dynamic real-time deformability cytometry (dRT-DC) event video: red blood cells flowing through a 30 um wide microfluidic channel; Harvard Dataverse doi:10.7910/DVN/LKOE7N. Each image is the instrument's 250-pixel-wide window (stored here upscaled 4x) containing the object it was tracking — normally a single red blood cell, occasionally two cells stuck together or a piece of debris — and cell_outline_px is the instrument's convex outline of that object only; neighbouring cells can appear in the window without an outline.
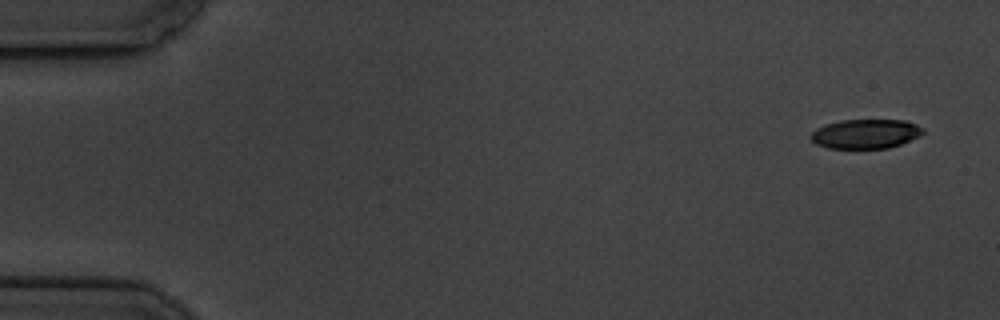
{"species": "common noctule bat (a hibernating species)", "species_latin": "Nyctalus noctula", "temperature_condition": "cold", "stored_images_in_passage": 9, "camera_frame_rate_fps": 3000, "um_per_image_px": 0.085, "animal": {"sex": "male", "body_mass_g": 19.5, "forearm_length_mm": 54.6}, "frame": {"image": 1, "passage_image": 1, "time_ms": 0.0, "image_size_px": [1000, 320], "cell_outline_px": [[924, 132], [920, 136], [900, 144], [888, 148], [828, 148], [816, 144], [808, 136], [816, 128], [824, 124], [840, 120], [904, 120], [916, 124], [924, 128]], "centroid_in_image_um": [73.56, 11.37], "position_along_channel_um": 11.4, "area_um2": 19.31}}
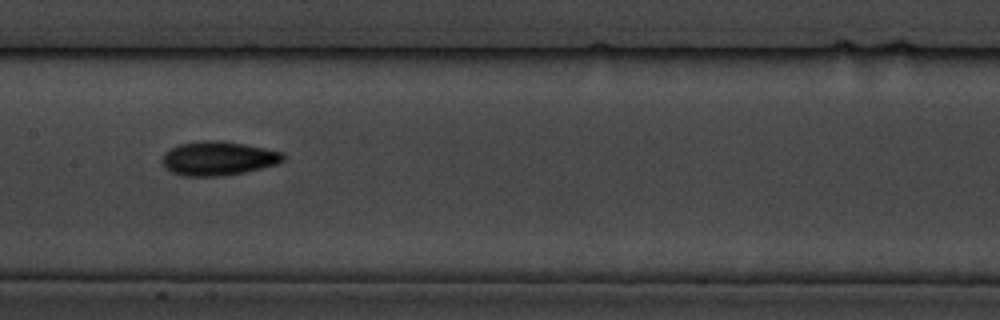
{"frame": {"image": 2, "passage_image": 8, "time_ms": 9.0, "image_size_px": [1000, 320], "cell_outline_px": [[284, 160], [276, 164], [244, 172], [220, 176], [180, 176], [164, 168], [164, 152], [180, 144], [204, 140], [216, 140], [244, 144], [284, 152]], "centroid_in_image_um": [18.54, 13.46], "position_along_channel_um": 188.9, "area_um2": 23.76}}
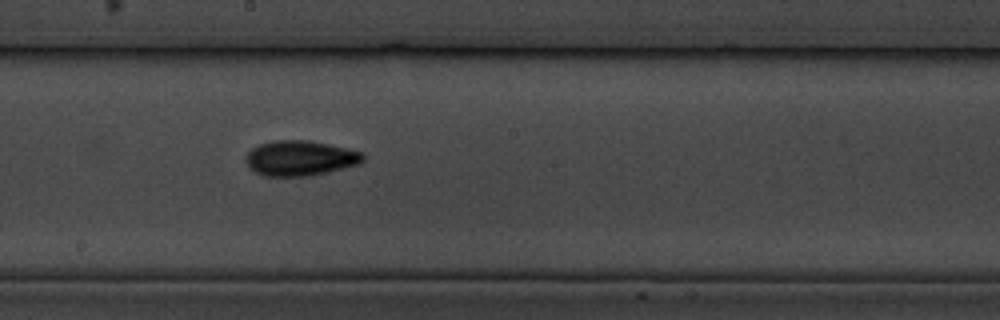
{"frame": {"image": 3, "passage_image": 9, "time_ms": 10.0, "image_size_px": [1000, 320], "cell_outline_px": [[364, 160], [360, 164], [312, 176], [264, 176], [248, 168], [248, 152], [252, 148], [260, 144], [272, 140], [308, 140], [364, 152]], "centroid_in_image_um": [25.54, 13.45], "position_along_channel_um": 222.7, "area_um2": 23.99}}